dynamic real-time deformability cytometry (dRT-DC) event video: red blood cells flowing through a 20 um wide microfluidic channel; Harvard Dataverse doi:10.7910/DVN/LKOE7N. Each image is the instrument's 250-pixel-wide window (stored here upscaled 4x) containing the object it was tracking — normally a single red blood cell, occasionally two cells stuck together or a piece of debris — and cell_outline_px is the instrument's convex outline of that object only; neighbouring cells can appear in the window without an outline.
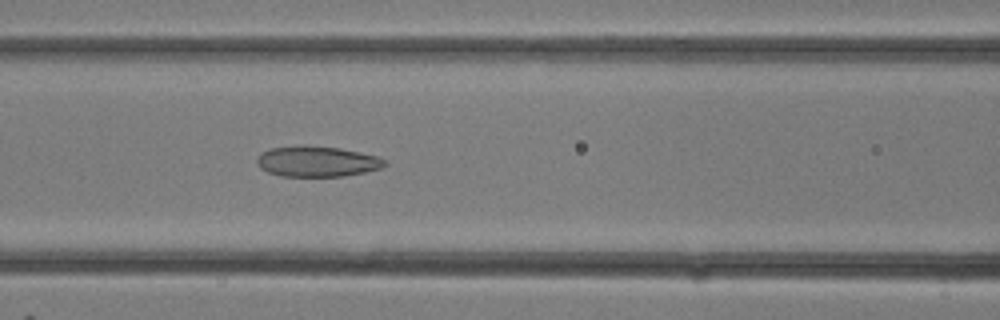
{"species": "common noctule bat (a hibernating species)", "species_latin": "Nyctalus noctula", "temperature_condition": "room temperature", "stored_images_in_passage": 14, "camera_frame_rate_fps": 3000, "um_per_image_px": 0.085, "animal": {"sex": "female"}, "frame": {"image": 1, "passage_image": 14, "time_ms": 4.333, "image_size_px": [1000, 320], "cell_outline_px": [[388, 164], [380, 168], [364, 172], [344, 176], [280, 176], [268, 172], [260, 168], [256, 164], [256, 160], [260, 152], [272, 148], [304, 144], [308, 144], [340, 148], [360, 152], [376, 156], [388, 160]], "centroid_in_image_um": [26.93, 13.71], "position_along_channel_um": 139.7, "area_um2": 23.12}}